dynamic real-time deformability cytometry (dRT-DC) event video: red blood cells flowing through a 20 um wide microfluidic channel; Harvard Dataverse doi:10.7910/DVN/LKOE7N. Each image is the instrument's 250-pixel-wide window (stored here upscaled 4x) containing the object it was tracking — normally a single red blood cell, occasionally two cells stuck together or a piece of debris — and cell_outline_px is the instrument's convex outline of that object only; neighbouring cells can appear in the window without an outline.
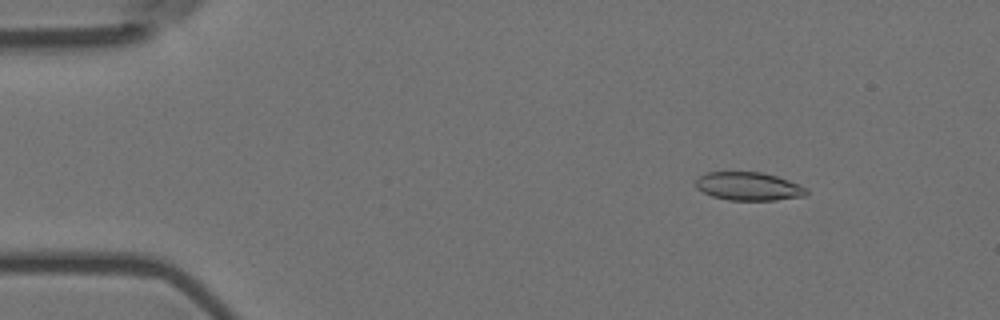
{"species": "Egyptian fruit bat (a non-hibernating species)", "species_latin": "Rousettus aegyptiacus", "temperature_condition": "room temperature", "stored_images_in_passage": 8, "camera_frame_rate_fps": 3000, "um_per_image_px": 0.085, "animal": {"sex": "female"}, "frame": {"image": 1, "passage_image": 2, "time_ms": 0.333, "image_size_px": [1000, 320], "cell_outline_px": [[808, 192], [804, 196], [776, 200], [728, 200], [712, 196], [696, 188], [696, 180], [700, 176], [708, 172], [764, 172], [788, 180], [808, 188]], "centroid_in_image_um": [63.64, 15.84], "position_along_channel_um": 21.4, "area_um2": 18.21}}
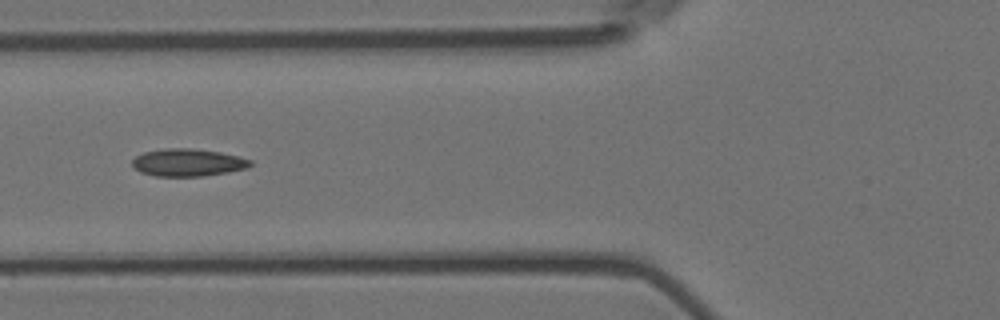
{"frame": {"image": 2, "passage_image": 6, "time_ms": 1.667, "image_size_px": [1000, 320], "cell_outline_px": [[252, 164], [248, 168], [228, 172], [204, 176], [156, 176], [140, 172], [132, 164], [132, 160], [136, 156], [144, 152], [164, 148], [188, 148], [220, 152], [240, 156], [252, 160]], "centroid_in_image_um": [15.99, 13.81], "position_along_channel_um": 109.8, "area_um2": 18.96}}
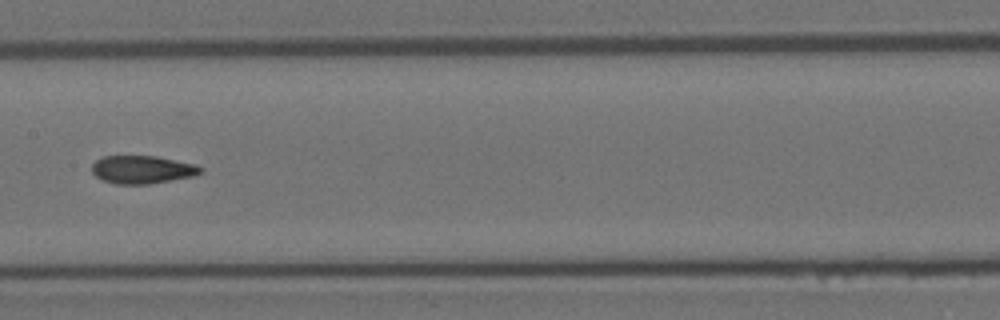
{"frame": {"image": 3, "passage_image": 8, "time_ms": 2.333, "image_size_px": [1000, 320], "cell_outline_px": [[204, 172], [196, 176], [148, 184], [116, 184], [104, 180], [96, 176], [92, 172], [92, 164], [96, 160], [104, 156], [156, 156], [196, 164], [204, 168]], "centroid_in_image_um": [12.15, 14.41], "position_along_channel_um": 195.3, "area_um2": 17.86}}